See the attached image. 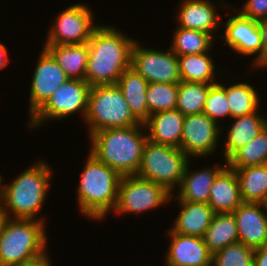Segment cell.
<instances>
[{
  "label": "cell",
  "instance_id": "6da1fadb",
  "mask_svg": "<svg viewBox=\"0 0 267 266\" xmlns=\"http://www.w3.org/2000/svg\"><path fill=\"white\" fill-rule=\"evenodd\" d=\"M113 26L100 23L87 42L85 81L90 86L117 84L124 71L131 67V51L136 40Z\"/></svg>",
  "mask_w": 267,
  "mask_h": 266
},
{
  "label": "cell",
  "instance_id": "7a4b0ae2",
  "mask_svg": "<svg viewBox=\"0 0 267 266\" xmlns=\"http://www.w3.org/2000/svg\"><path fill=\"white\" fill-rule=\"evenodd\" d=\"M53 173L51 165L39 160L19 173L9 185H3L0 201L6 217L47 223L46 218L37 215L42 211L49 194Z\"/></svg>",
  "mask_w": 267,
  "mask_h": 266
},
{
  "label": "cell",
  "instance_id": "3957f363",
  "mask_svg": "<svg viewBox=\"0 0 267 266\" xmlns=\"http://www.w3.org/2000/svg\"><path fill=\"white\" fill-rule=\"evenodd\" d=\"M144 129V130H143ZM90 153L121 176L136 175L148 139L144 123L126 128H109L89 138Z\"/></svg>",
  "mask_w": 267,
  "mask_h": 266
},
{
  "label": "cell",
  "instance_id": "277c9868",
  "mask_svg": "<svg viewBox=\"0 0 267 266\" xmlns=\"http://www.w3.org/2000/svg\"><path fill=\"white\" fill-rule=\"evenodd\" d=\"M77 185V206L87 219L103 221L117 202L122 176L88 152Z\"/></svg>",
  "mask_w": 267,
  "mask_h": 266
},
{
  "label": "cell",
  "instance_id": "5b68a950",
  "mask_svg": "<svg viewBox=\"0 0 267 266\" xmlns=\"http://www.w3.org/2000/svg\"><path fill=\"white\" fill-rule=\"evenodd\" d=\"M44 221L6 218L0 233V266H18L47 250Z\"/></svg>",
  "mask_w": 267,
  "mask_h": 266
},
{
  "label": "cell",
  "instance_id": "8992f818",
  "mask_svg": "<svg viewBox=\"0 0 267 266\" xmlns=\"http://www.w3.org/2000/svg\"><path fill=\"white\" fill-rule=\"evenodd\" d=\"M84 122L88 138L99 130L126 128L141 122L130 111L122 90L117 84L91 86Z\"/></svg>",
  "mask_w": 267,
  "mask_h": 266
},
{
  "label": "cell",
  "instance_id": "52a82bcc",
  "mask_svg": "<svg viewBox=\"0 0 267 266\" xmlns=\"http://www.w3.org/2000/svg\"><path fill=\"white\" fill-rule=\"evenodd\" d=\"M190 160L180 148L147 139L136 176L157 183L173 194Z\"/></svg>",
  "mask_w": 267,
  "mask_h": 266
},
{
  "label": "cell",
  "instance_id": "ba28073f",
  "mask_svg": "<svg viewBox=\"0 0 267 266\" xmlns=\"http://www.w3.org/2000/svg\"><path fill=\"white\" fill-rule=\"evenodd\" d=\"M91 86L85 80L68 79L51 95L46 103L27 121V128L37 129L49 120L68 118L75 113L86 116ZM48 121V122H47Z\"/></svg>",
  "mask_w": 267,
  "mask_h": 266
},
{
  "label": "cell",
  "instance_id": "9c48e42d",
  "mask_svg": "<svg viewBox=\"0 0 267 266\" xmlns=\"http://www.w3.org/2000/svg\"><path fill=\"white\" fill-rule=\"evenodd\" d=\"M171 193L163 186L136 175L122 176L114 214H139L166 205Z\"/></svg>",
  "mask_w": 267,
  "mask_h": 266
},
{
  "label": "cell",
  "instance_id": "30bf717a",
  "mask_svg": "<svg viewBox=\"0 0 267 266\" xmlns=\"http://www.w3.org/2000/svg\"><path fill=\"white\" fill-rule=\"evenodd\" d=\"M77 3L53 18L43 45L83 44L91 39L93 31L100 24L93 21L94 12L87 4Z\"/></svg>",
  "mask_w": 267,
  "mask_h": 266
},
{
  "label": "cell",
  "instance_id": "8fae6325",
  "mask_svg": "<svg viewBox=\"0 0 267 266\" xmlns=\"http://www.w3.org/2000/svg\"><path fill=\"white\" fill-rule=\"evenodd\" d=\"M141 46L138 41L133 44L131 68L148 83L175 84L181 81L178 55L170 47L162 51Z\"/></svg>",
  "mask_w": 267,
  "mask_h": 266
},
{
  "label": "cell",
  "instance_id": "7c38bea8",
  "mask_svg": "<svg viewBox=\"0 0 267 266\" xmlns=\"http://www.w3.org/2000/svg\"><path fill=\"white\" fill-rule=\"evenodd\" d=\"M229 18L226 22H221L223 35L220 39H224L226 46L240 56H254L250 66L252 69L262 68V41L261 32L258 26V21L244 17L235 9V14L228 9ZM231 16V17H230Z\"/></svg>",
  "mask_w": 267,
  "mask_h": 266
},
{
  "label": "cell",
  "instance_id": "4fadbf2b",
  "mask_svg": "<svg viewBox=\"0 0 267 266\" xmlns=\"http://www.w3.org/2000/svg\"><path fill=\"white\" fill-rule=\"evenodd\" d=\"M220 136L221 126L203 112L186 115L182 126L180 149L190 159L208 158L216 153L218 147L220 148Z\"/></svg>",
  "mask_w": 267,
  "mask_h": 266
},
{
  "label": "cell",
  "instance_id": "5bb4252c",
  "mask_svg": "<svg viewBox=\"0 0 267 266\" xmlns=\"http://www.w3.org/2000/svg\"><path fill=\"white\" fill-rule=\"evenodd\" d=\"M68 79L65 71L58 65L53 56L42 47L30 82L29 119Z\"/></svg>",
  "mask_w": 267,
  "mask_h": 266
},
{
  "label": "cell",
  "instance_id": "9a60e30c",
  "mask_svg": "<svg viewBox=\"0 0 267 266\" xmlns=\"http://www.w3.org/2000/svg\"><path fill=\"white\" fill-rule=\"evenodd\" d=\"M170 238L164 266H211L212 253L208 250L203 238L185 236L166 231Z\"/></svg>",
  "mask_w": 267,
  "mask_h": 266
},
{
  "label": "cell",
  "instance_id": "2e32d148",
  "mask_svg": "<svg viewBox=\"0 0 267 266\" xmlns=\"http://www.w3.org/2000/svg\"><path fill=\"white\" fill-rule=\"evenodd\" d=\"M232 213L239 242L254 250L267 245V204L242 202Z\"/></svg>",
  "mask_w": 267,
  "mask_h": 266
},
{
  "label": "cell",
  "instance_id": "e0dca14e",
  "mask_svg": "<svg viewBox=\"0 0 267 266\" xmlns=\"http://www.w3.org/2000/svg\"><path fill=\"white\" fill-rule=\"evenodd\" d=\"M176 12V25L210 34L214 39L220 38L215 32L220 31L222 23L217 11L218 3L210 0H181ZM220 24V25H219Z\"/></svg>",
  "mask_w": 267,
  "mask_h": 266
},
{
  "label": "cell",
  "instance_id": "ac0fdd59",
  "mask_svg": "<svg viewBox=\"0 0 267 266\" xmlns=\"http://www.w3.org/2000/svg\"><path fill=\"white\" fill-rule=\"evenodd\" d=\"M224 163H216L214 166L211 165L208 168L203 167L192 171L188 162L181 183L176 189V193L171 195L170 200L208 203L210 188L215 177L227 165V162L224 161Z\"/></svg>",
  "mask_w": 267,
  "mask_h": 266
},
{
  "label": "cell",
  "instance_id": "d6986e66",
  "mask_svg": "<svg viewBox=\"0 0 267 266\" xmlns=\"http://www.w3.org/2000/svg\"><path fill=\"white\" fill-rule=\"evenodd\" d=\"M259 109L248 115L231 118L229 129L224 139L223 156L225 162L241 147L253 140L266 126L267 117L259 113Z\"/></svg>",
  "mask_w": 267,
  "mask_h": 266
},
{
  "label": "cell",
  "instance_id": "ffe728a7",
  "mask_svg": "<svg viewBox=\"0 0 267 266\" xmlns=\"http://www.w3.org/2000/svg\"><path fill=\"white\" fill-rule=\"evenodd\" d=\"M180 210L176 215L173 232L185 236H196L203 238L212 219L214 210L208 203L177 201Z\"/></svg>",
  "mask_w": 267,
  "mask_h": 266
},
{
  "label": "cell",
  "instance_id": "44dd1931",
  "mask_svg": "<svg viewBox=\"0 0 267 266\" xmlns=\"http://www.w3.org/2000/svg\"><path fill=\"white\" fill-rule=\"evenodd\" d=\"M184 115L177 109L156 112L144 122L150 141L180 148Z\"/></svg>",
  "mask_w": 267,
  "mask_h": 266
},
{
  "label": "cell",
  "instance_id": "7402d4cb",
  "mask_svg": "<svg viewBox=\"0 0 267 266\" xmlns=\"http://www.w3.org/2000/svg\"><path fill=\"white\" fill-rule=\"evenodd\" d=\"M242 202L236 172L226 165L212 183L208 204L215 213H232Z\"/></svg>",
  "mask_w": 267,
  "mask_h": 266
},
{
  "label": "cell",
  "instance_id": "603a6c76",
  "mask_svg": "<svg viewBox=\"0 0 267 266\" xmlns=\"http://www.w3.org/2000/svg\"><path fill=\"white\" fill-rule=\"evenodd\" d=\"M69 79L85 80L88 44L43 45Z\"/></svg>",
  "mask_w": 267,
  "mask_h": 266
},
{
  "label": "cell",
  "instance_id": "cb8c5ba5",
  "mask_svg": "<svg viewBox=\"0 0 267 266\" xmlns=\"http://www.w3.org/2000/svg\"><path fill=\"white\" fill-rule=\"evenodd\" d=\"M148 84L131 67L124 71L117 82L128 103L130 111L141 123H144L149 118V110L146 102Z\"/></svg>",
  "mask_w": 267,
  "mask_h": 266
},
{
  "label": "cell",
  "instance_id": "d4e9b609",
  "mask_svg": "<svg viewBox=\"0 0 267 266\" xmlns=\"http://www.w3.org/2000/svg\"><path fill=\"white\" fill-rule=\"evenodd\" d=\"M234 169L243 202L267 204V164Z\"/></svg>",
  "mask_w": 267,
  "mask_h": 266
},
{
  "label": "cell",
  "instance_id": "484cf974",
  "mask_svg": "<svg viewBox=\"0 0 267 266\" xmlns=\"http://www.w3.org/2000/svg\"><path fill=\"white\" fill-rule=\"evenodd\" d=\"M179 74L181 81L215 84L218 82L217 71L214 60L209 52L201 54H190L178 56Z\"/></svg>",
  "mask_w": 267,
  "mask_h": 266
},
{
  "label": "cell",
  "instance_id": "4316f807",
  "mask_svg": "<svg viewBox=\"0 0 267 266\" xmlns=\"http://www.w3.org/2000/svg\"><path fill=\"white\" fill-rule=\"evenodd\" d=\"M203 240L212 254L239 242L237 223L233 213H215Z\"/></svg>",
  "mask_w": 267,
  "mask_h": 266
},
{
  "label": "cell",
  "instance_id": "83f0119b",
  "mask_svg": "<svg viewBox=\"0 0 267 266\" xmlns=\"http://www.w3.org/2000/svg\"><path fill=\"white\" fill-rule=\"evenodd\" d=\"M228 85V86H227ZM256 87L246 82H237L231 85L226 83V94L231 118L241 117L260 109V96Z\"/></svg>",
  "mask_w": 267,
  "mask_h": 266
},
{
  "label": "cell",
  "instance_id": "f1b7e54d",
  "mask_svg": "<svg viewBox=\"0 0 267 266\" xmlns=\"http://www.w3.org/2000/svg\"><path fill=\"white\" fill-rule=\"evenodd\" d=\"M170 49L178 56L201 54L213 50L215 39L208 33L176 27Z\"/></svg>",
  "mask_w": 267,
  "mask_h": 266
},
{
  "label": "cell",
  "instance_id": "f546056e",
  "mask_svg": "<svg viewBox=\"0 0 267 266\" xmlns=\"http://www.w3.org/2000/svg\"><path fill=\"white\" fill-rule=\"evenodd\" d=\"M267 164V126L249 143L239 148L228 160L230 168Z\"/></svg>",
  "mask_w": 267,
  "mask_h": 266
},
{
  "label": "cell",
  "instance_id": "4dcf8cb0",
  "mask_svg": "<svg viewBox=\"0 0 267 266\" xmlns=\"http://www.w3.org/2000/svg\"><path fill=\"white\" fill-rule=\"evenodd\" d=\"M212 84L199 82L178 83L176 108L184 116L202 113L209 88Z\"/></svg>",
  "mask_w": 267,
  "mask_h": 266
},
{
  "label": "cell",
  "instance_id": "1f68e13d",
  "mask_svg": "<svg viewBox=\"0 0 267 266\" xmlns=\"http://www.w3.org/2000/svg\"><path fill=\"white\" fill-rule=\"evenodd\" d=\"M177 94L178 83H149L146 93L149 116L160 111L174 110Z\"/></svg>",
  "mask_w": 267,
  "mask_h": 266
},
{
  "label": "cell",
  "instance_id": "d6a6232c",
  "mask_svg": "<svg viewBox=\"0 0 267 266\" xmlns=\"http://www.w3.org/2000/svg\"><path fill=\"white\" fill-rule=\"evenodd\" d=\"M225 83H215L209 88V92L206 97L203 113L215 121L219 126H221V135L224 132V127L222 128V123L225 118L230 120V109L226 94V84Z\"/></svg>",
  "mask_w": 267,
  "mask_h": 266
},
{
  "label": "cell",
  "instance_id": "836d02e7",
  "mask_svg": "<svg viewBox=\"0 0 267 266\" xmlns=\"http://www.w3.org/2000/svg\"><path fill=\"white\" fill-rule=\"evenodd\" d=\"M212 266H254V249L241 242L230 244L212 254Z\"/></svg>",
  "mask_w": 267,
  "mask_h": 266
},
{
  "label": "cell",
  "instance_id": "e575fe53",
  "mask_svg": "<svg viewBox=\"0 0 267 266\" xmlns=\"http://www.w3.org/2000/svg\"><path fill=\"white\" fill-rule=\"evenodd\" d=\"M238 12L255 21L267 18V0H246Z\"/></svg>",
  "mask_w": 267,
  "mask_h": 266
},
{
  "label": "cell",
  "instance_id": "d590c367",
  "mask_svg": "<svg viewBox=\"0 0 267 266\" xmlns=\"http://www.w3.org/2000/svg\"><path fill=\"white\" fill-rule=\"evenodd\" d=\"M262 41V69L267 68V18L258 21Z\"/></svg>",
  "mask_w": 267,
  "mask_h": 266
},
{
  "label": "cell",
  "instance_id": "8d00e7d4",
  "mask_svg": "<svg viewBox=\"0 0 267 266\" xmlns=\"http://www.w3.org/2000/svg\"><path fill=\"white\" fill-rule=\"evenodd\" d=\"M51 257L48 255L47 250L42 253L41 255L27 260L26 262L18 265V266H53L51 265L52 261H51Z\"/></svg>",
  "mask_w": 267,
  "mask_h": 266
},
{
  "label": "cell",
  "instance_id": "74e56055",
  "mask_svg": "<svg viewBox=\"0 0 267 266\" xmlns=\"http://www.w3.org/2000/svg\"><path fill=\"white\" fill-rule=\"evenodd\" d=\"M254 266H267V245L254 250Z\"/></svg>",
  "mask_w": 267,
  "mask_h": 266
},
{
  "label": "cell",
  "instance_id": "f35d334b",
  "mask_svg": "<svg viewBox=\"0 0 267 266\" xmlns=\"http://www.w3.org/2000/svg\"><path fill=\"white\" fill-rule=\"evenodd\" d=\"M4 43L0 41V70L5 68L11 59H9V53L7 51V47H5Z\"/></svg>",
  "mask_w": 267,
  "mask_h": 266
},
{
  "label": "cell",
  "instance_id": "ab89813d",
  "mask_svg": "<svg viewBox=\"0 0 267 266\" xmlns=\"http://www.w3.org/2000/svg\"><path fill=\"white\" fill-rule=\"evenodd\" d=\"M6 215H5V212L3 210V207H2V204H1V201H0V233L2 231V227H3V224L6 220Z\"/></svg>",
  "mask_w": 267,
  "mask_h": 266
},
{
  "label": "cell",
  "instance_id": "60d3db41",
  "mask_svg": "<svg viewBox=\"0 0 267 266\" xmlns=\"http://www.w3.org/2000/svg\"><path fill=\"white\" fill-rule=\"evenodd\" d=\"M3 179L4 178H2V175H1V173H0V198H1V196H2V192H3Z\"/></svg>",
  "mask_w": 267,
  "mask_h": 266
}]
</instances>
